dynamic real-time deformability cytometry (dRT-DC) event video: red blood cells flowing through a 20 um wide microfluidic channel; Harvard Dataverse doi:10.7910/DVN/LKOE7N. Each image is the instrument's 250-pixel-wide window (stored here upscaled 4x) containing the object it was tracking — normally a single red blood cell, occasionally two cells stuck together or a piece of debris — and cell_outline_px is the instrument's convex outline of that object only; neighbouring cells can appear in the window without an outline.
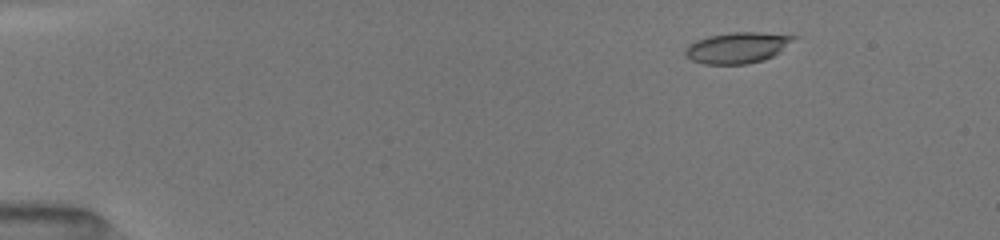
{"species": "common noctule bat (a hibernating species)", "species_latin": "Nyctalus noctula", "temperature_condition": "room temperature", "stored_images_in_passage": 37, "camera_frame_rate_fps": 3000, "um_per_image_px": 0.085, "animal": {"sex": "female", "body_mass_g": 19.5, "forearm_length_mm": 54.1}, "frame": {"image": 1, "passage_image": 11, "time_ms": 2.0, "image_size_px": [1000, 240], "cell_outline_px": [[800, 36], [772, 56], [764, 60], [748, 64], [704, 64], [692, 60], [684, 56], [684, 52], [688, 44], [696, 40], [708, 36], [728, 32], [760, 32]], "centroid_in_image_um": [62.65, 4.05], "position_along_channel_um": 22.4, "area_um2": 19.65}}
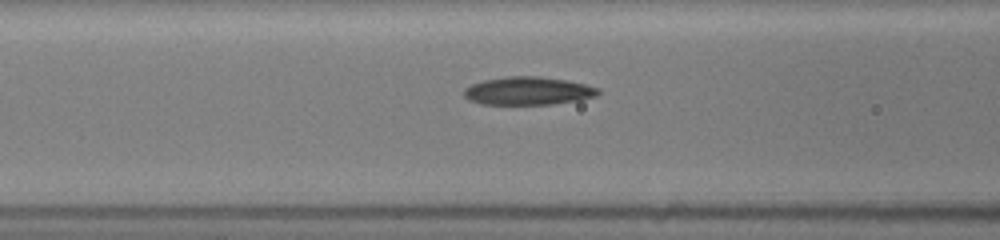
{"frame": {"image": 2, "passage_image": 30, "time_ms": 7.0, "image_size_px": [1000, 240], "cell_outline_px": [[600, 92], [596, 96], [580, 100], [552, 104], [480, 104], [468, 100], [464, 96], [464, 88], [472, 84], [484, 80], [508, 76], [540, 76], [568, 80], [600, 88]], "centroid_in_image_um": [44.89, 7.72], "position_along_channel_um": 121.7, "area_um2": 22.08}}
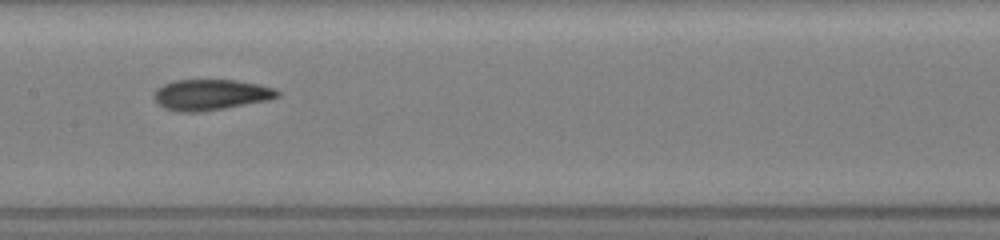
{"frame": {"image": 3, "passage_image": 36, "time_ms": 8.667, "image_size_px": [1000, 240], "cell_outline_px": [[280, 96], [268, 100], [224, 108], [200, 112], [180, 112], [164, 108], [152, 96], [156, 88], [172, 80], [236, 80], [276, 88], [280, 92]], "centroid_in_image_um": [17.9, 8.05], "position_along_channel_um": 189.5, "area_um2": 22.14}}